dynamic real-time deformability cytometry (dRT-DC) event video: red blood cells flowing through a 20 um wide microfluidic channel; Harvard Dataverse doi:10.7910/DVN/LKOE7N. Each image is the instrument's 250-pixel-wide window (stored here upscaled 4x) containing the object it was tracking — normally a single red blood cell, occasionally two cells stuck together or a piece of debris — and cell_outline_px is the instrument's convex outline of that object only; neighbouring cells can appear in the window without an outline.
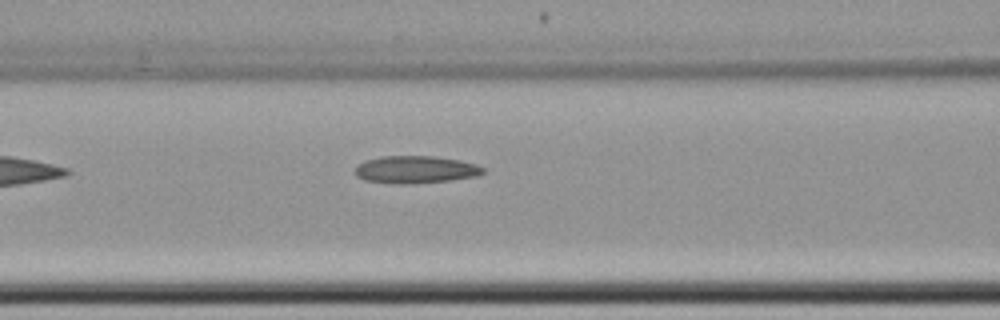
{"species": "common noctule bat (a hibernating species)", "species_latin": "Nyctalus noctula", "temperature_condition": "cold", "stored_images_in_passage": 7, "camera_frame_rate_fps": 3000, "um_per_image_px": 0.085, "animal": {"sex": "female", "body_mass_g": 22.7, "forearm_length_mm": 54.2}, "frame": {"image": 1, "passage_image": 7, "time_ms": 7.667, "image_size_px": [1000, 320], "cell_outline_px": [[484, 172], [480, 176], [452, 180], [412, 184], [396, 184], [364, 180], [356, 176], [356, 168], [364, 160], [380, 156], [432, 156], [460, 160], [476, 164], [484, 168]], "centroid_in_image_um": [35.35, 14.42], "position_along_channel_um": 131.3, "area_um2": 20.63}}